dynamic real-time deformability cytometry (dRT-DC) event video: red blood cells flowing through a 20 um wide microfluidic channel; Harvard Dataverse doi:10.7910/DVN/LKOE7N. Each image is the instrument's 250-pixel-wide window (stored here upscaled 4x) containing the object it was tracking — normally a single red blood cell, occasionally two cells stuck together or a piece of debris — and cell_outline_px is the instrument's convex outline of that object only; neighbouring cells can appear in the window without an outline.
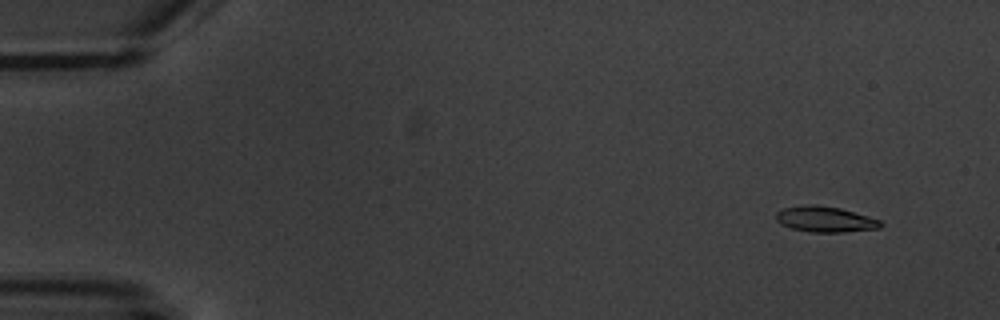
{"species": "common noctule bat (a hibernating species)", "species_latin": "Nyctalus noctula", "temperature_condition": "warm", "stored_images_in_passage": 6, "camera_frame_rate_fps": 3000, "um_per_image_px": 0.085, "animal": {"sex": "male", "body_mass_g": 20.1, "forearm_length_mm": 53.5}, "frame": {"image": 1, "passage_image": 2, "time_ms": 1.0, "image_size_px": [1000, 320], "cell_outline_px": [[884, 224], [880, 228], [844, 232], [812, 232], [792, 228], [780, 224], [776, 220], [776, 212], [784, 208], [808, 204], [812, 204], [840, 208], [880, 220]], "centroid_in_image_um": [70.13, 18.64], "position_along_channel_um": 14.9, "area_um2": 15.55}}
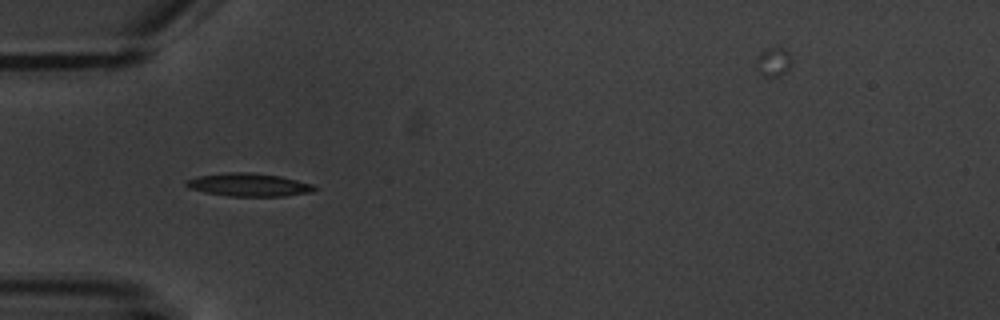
{"frame": {"image": 2, "passage_image": 5, "time_ms": 5.667, "image_size_px": [1000, 320], "cell_outline_px": [[320, 188], [312, 192], [284, 196], [228, 196], [204, 192], [188, 188], [184, 184], [184, 180], [196, 176], [224, 172], [252, 172], [280, 176], [316, 184]], "centroid_in_image_um": [21.15, 15.7], "position_along_channel_um": 63.8, "area_um2": 17.69}}